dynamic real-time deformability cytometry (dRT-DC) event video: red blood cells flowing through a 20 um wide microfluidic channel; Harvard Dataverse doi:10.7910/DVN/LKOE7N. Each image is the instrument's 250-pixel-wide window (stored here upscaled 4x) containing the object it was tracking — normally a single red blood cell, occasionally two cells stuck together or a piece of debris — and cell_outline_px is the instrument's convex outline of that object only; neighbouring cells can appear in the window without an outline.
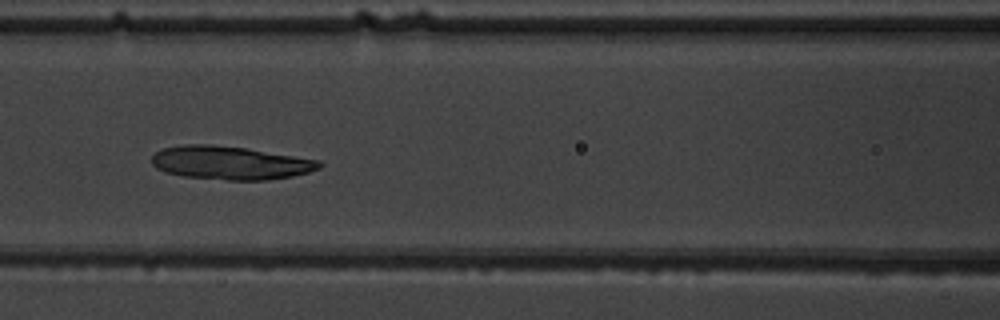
{"species": "common noctule bat (a hibernating species)", "species_latin": "Nyctalus noctula", "temperature_condition": "warm", "stored_images_in_passage": 7, "camera_frame_rate_fps": 3000, "um_per_image_px": 0.085, "animal": {"sex": "male", "body_mass_g": 19.5, "forearm_length_mm": 54.6}, "frame": {"image": 1, "passage_image": 7, "time_ms": 6.667, "image_size_px": [1000, 320], "cell_outline_px": [[324, 164], [320, 168], [308, 172], [292, 176], [268, 180], [228, 180], [184, 176], [164, 172], [156, 168], [152, 164], [152, 156], [156, 152], [164, 148], [184, 144], [212, 144], [244, 148], [320, 160]], "centroid_in_image_um": [19.57, 13.84], "position_along_channel_um": 147.0, "area_um2": 32.54}}